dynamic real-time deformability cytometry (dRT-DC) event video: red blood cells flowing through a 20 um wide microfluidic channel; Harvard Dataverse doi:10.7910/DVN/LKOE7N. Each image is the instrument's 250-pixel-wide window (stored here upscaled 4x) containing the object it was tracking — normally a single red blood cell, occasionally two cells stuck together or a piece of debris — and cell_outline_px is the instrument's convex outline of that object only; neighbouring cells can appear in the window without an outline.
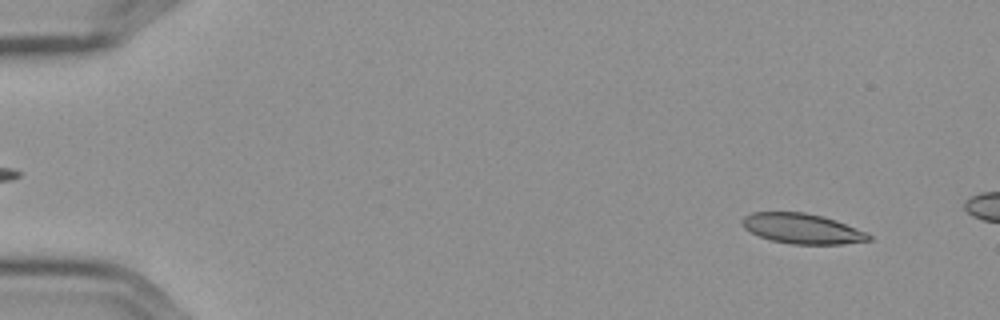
{"species": "Egyptian fruit bat (a non-hibernating species)", "species_latin": "Rousettus aegyptiacus", "temperature_condition": "cold", "stored_images_in_passage": 13, "camera_frame_rate_fps": 3000, "um_per_image_px": 0.085, "frame": {"image": 1, "passage_image": 4, "time_ms": 1.0, "image_size_px": [1000, 320], "cell_outline_px": [[872, 240], [840, 244], [792, 244], [772, 240], [760, 236], [744, 228], [740, 224], [740, 220], [744, 216], [752, 212], [804, 212], [824, 216], [836, 220], [864, 232], [872, 236]], "centroid_in_image_um": [68.15, 19.42], "position_along_channel_um": 16.9, "area_um2": 22.14}}